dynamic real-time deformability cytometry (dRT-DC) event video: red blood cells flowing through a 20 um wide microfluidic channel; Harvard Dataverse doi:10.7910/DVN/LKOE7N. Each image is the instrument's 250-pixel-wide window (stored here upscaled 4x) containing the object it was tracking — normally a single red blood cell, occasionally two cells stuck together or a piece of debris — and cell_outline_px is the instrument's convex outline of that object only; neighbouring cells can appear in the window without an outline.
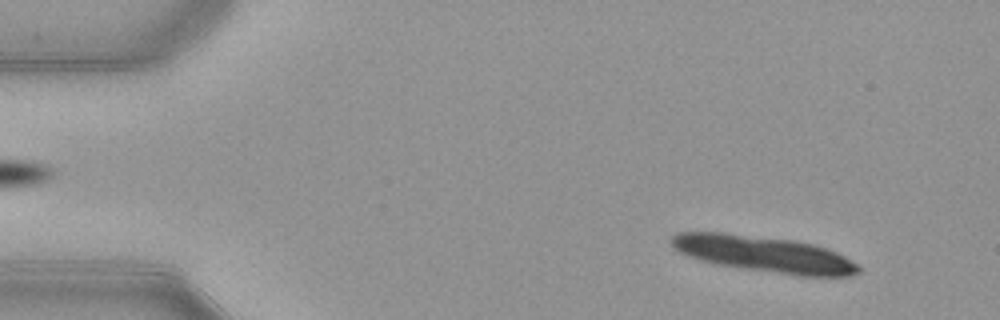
{"species": "common noctule bat (a hibernating species)", "species_latin": "Nyctalus noctula", "temperature_condition": "warm", "stored_images_in_passage": 13, "camera_frame_rate_fps": 3000, "um_per_image_px": 0.085, "animal": {"sex": "female", "body_mass_g": 21.9}, "frame": {"image": 1, "passage_image": 4, "time_ms": 1.0, "image_size_px": [1000, 320], "cell_outline_px": [[860, 272], [852, 276], [800, 276], [740, 268], [716, 264], [700, 260], [688, 256], [680, 252], [672, 244], [672, 236], [680, 232], [724, 232], [792, 240], [812, 244], [828, 248], [844, 256], [856, 264], [860, 268]], "centroid_in_image_um": [64.96, 21.6], "position_along_channel_um": 20.0, "area_um2": 39.25}}